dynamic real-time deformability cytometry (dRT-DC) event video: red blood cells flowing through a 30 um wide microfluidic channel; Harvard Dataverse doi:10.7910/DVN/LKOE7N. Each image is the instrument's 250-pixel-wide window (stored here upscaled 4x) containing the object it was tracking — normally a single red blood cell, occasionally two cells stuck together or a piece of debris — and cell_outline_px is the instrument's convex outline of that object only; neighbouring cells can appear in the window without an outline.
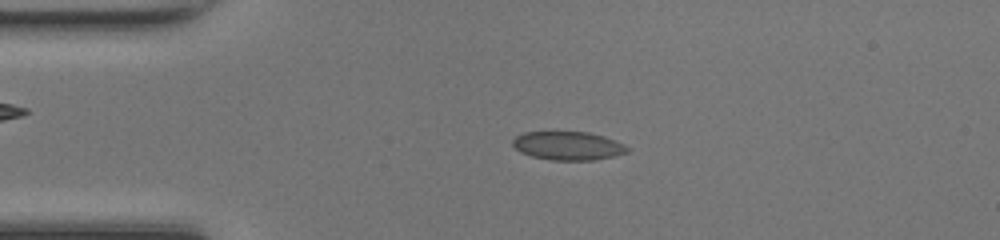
{"species": "common noctule bat (a hibernating species)", "species_latin": "Nyctalus noctula", "temperature_condition": "room temperature", "stored_images_in_passage": 47, "camera_frame_rate_fps": 3000, "um_per_image_px": 0.085, "animal": {"sex": "female", "body_mass_g": 17.0, "forearm_length_mm": 48.0}, "frame": {"image": 1, "passage_image": 10, "time_ms": 3.0, "image_size_px": [1000, 240], "cell_outline_px": [[632, 148], [628, 152], [612, 156], [592, 160], [548, 160], [532, 156], [520, 152], [512, 144], [512, 140], [516, 136], [524, 132], [588, 132], [604, 136], [624, 144]], "centroid_in_image_um": [48.29, 12.39], "position_along_channel_um": 36.7, "area_um2": 19.07}}
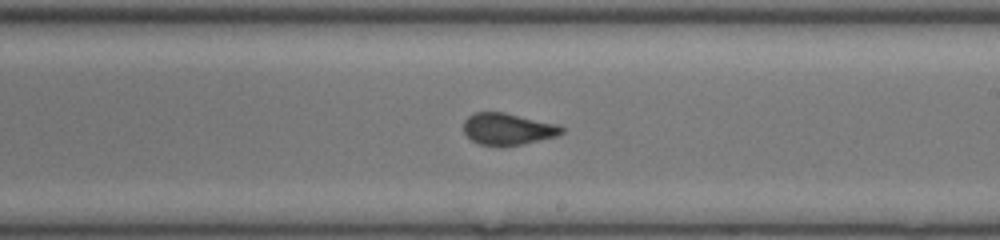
{"frame": {"image": 2, "passage_image": 27, "time_ms": 8.667, "image_size_px": [1000, 240], "cell_outline_px": [[564, 132], [556, 136], [520, 144], [500, 148], [480, 144], [472, 140], [464, 132], [464, 120], [468, 116], [476, 112], [504, 112], [560, 124], [564, 128]], "centroid_in_image_um": [43.17, 10.97], "position_along_channel_um": 245.8, "area_um2": 18.38}}
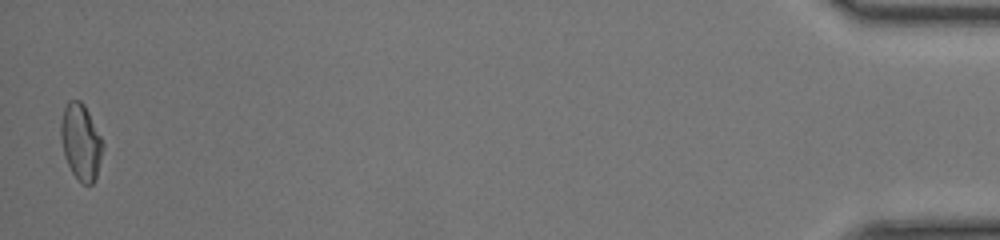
{"frame": {"image": 3, "passage_image": 47, "time_ms": 15.333, "image_size_px": [1000, 240], "cell_outline_px": [[104, 148], [96, 176], [92, 184], [84, 184], [72, 172], [64, 156], [60, 136], [60, 124], [64, 108], [68, 100], [80, 100], [84, 104], [104, 144]], "centroid_in_image_um": [6.86, 12.04], "position_along_channel_um": 428.3, "area_um2": 18.44}, "authors_computed_cell_mechanics": {"area_um2": 18.6116, "velocity_mm_per_s": 4.27, "shape_relaxation_time_tau1_ms": null, "shape_relaxation_time_tau2_ms": 0.8247, "deformation_change_tau1": null, "deformation_change_tau2": 0.0642}}